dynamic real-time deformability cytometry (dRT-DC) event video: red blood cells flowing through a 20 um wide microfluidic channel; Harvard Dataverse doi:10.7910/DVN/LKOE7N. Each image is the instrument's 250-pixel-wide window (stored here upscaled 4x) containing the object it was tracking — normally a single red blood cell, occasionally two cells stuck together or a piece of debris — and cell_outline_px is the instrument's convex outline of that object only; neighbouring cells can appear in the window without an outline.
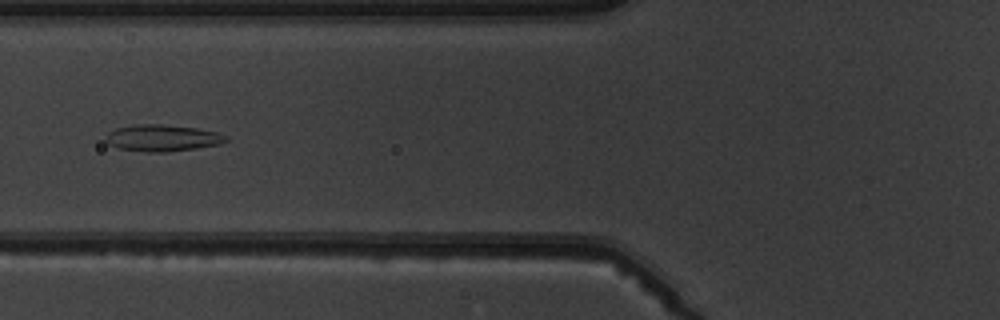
{"species": "common noctule bat (a hibernating species)", "species_latin": "Nyctalus noctula", "temperature_condition": "warm", "stored_images_in_passage": 6, "camera_frame_rate_fps": 3000, "um_per_image_px": 0.085, "animal": {"sex": "male", "body_mass_g": 19.5, "forearm_length_mm": 54.6}, "frame": {"image": 1, "passage_image": 5, "time_ms": 5.667, "image_size_px": [1000, 320], "cell_outline_px": [[228, 140], [220, 144], [196, 148], [164, 152], [144, 152], [116, 148], [108, 144], [104, 140], [108, 132], [116, 128], [136, 124], [160, 124], [196, 128], [216, 132], [228, 136]], "centroid_in_image_um": [13.76, 11.73], "position_along_channel_um": 112.0, "area_um2": 18.73}}
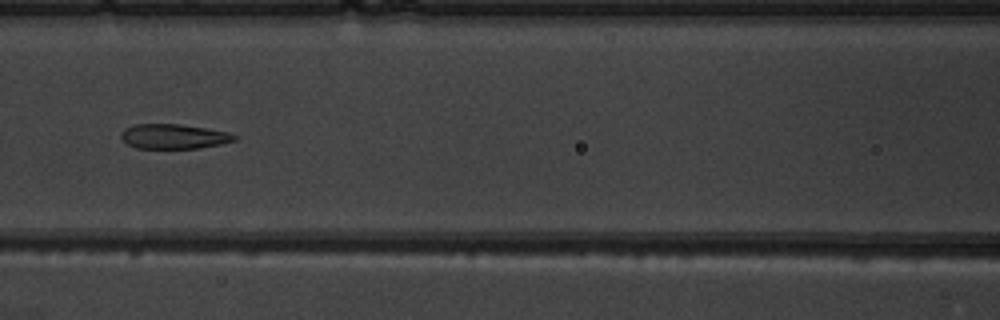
{"frame": {"image": 2, "passage_image": 6, "time_ms": 6.667, "image_size_px": [1000, 320], "cell_outline_px": [[240, 136], [236, 140], [220, 144], [196, 148], [136, 148], [128, 144], [120, 136], [120, 132], [124, 128], [132, 124], [180, 124], [228, 132]], "centroid_in_image_um": [14.75, 11.59], "position_along_channel_um": 151.8, "area_um2": 16.36}}